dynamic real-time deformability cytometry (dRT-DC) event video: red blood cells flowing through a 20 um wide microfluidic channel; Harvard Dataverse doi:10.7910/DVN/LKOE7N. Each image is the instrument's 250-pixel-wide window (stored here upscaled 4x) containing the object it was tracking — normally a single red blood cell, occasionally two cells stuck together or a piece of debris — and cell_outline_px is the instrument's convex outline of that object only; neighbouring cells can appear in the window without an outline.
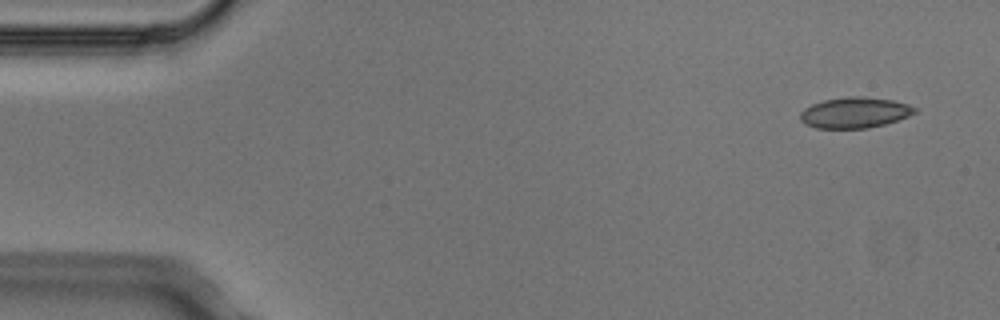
{"species": "Egyptian fruit bat (a non-hibernating species)", "species_latin": "Rousettus aegyptiacus", "temperature_condition": "cold", "stored_images_in_passage": 5, "segment_of_instrument_passage": [1, 2], "camera_frame_rate_fps": 3000, "um_per_image_px": 0.085, "animal": {"sex": "male"}, "frame": {"image": 1, "passage_image": 1, "time_ms": 0.0, "image_size_px": [1000, 320], "cell_outline_px": [[916, 112], [908, 116], [884, 124], [868, 128], [816, 128], [804, 124], [800, 120], [800, 112], [804, 108], [812, 104], [824, 100], [848, 96], [860, 96], [892, 100], [908, 104], [916, 108]], "centroid_in_image_um": [72.62, 9.57], "position_along_channel_um": 12.4, "area_um2": 20.46}}